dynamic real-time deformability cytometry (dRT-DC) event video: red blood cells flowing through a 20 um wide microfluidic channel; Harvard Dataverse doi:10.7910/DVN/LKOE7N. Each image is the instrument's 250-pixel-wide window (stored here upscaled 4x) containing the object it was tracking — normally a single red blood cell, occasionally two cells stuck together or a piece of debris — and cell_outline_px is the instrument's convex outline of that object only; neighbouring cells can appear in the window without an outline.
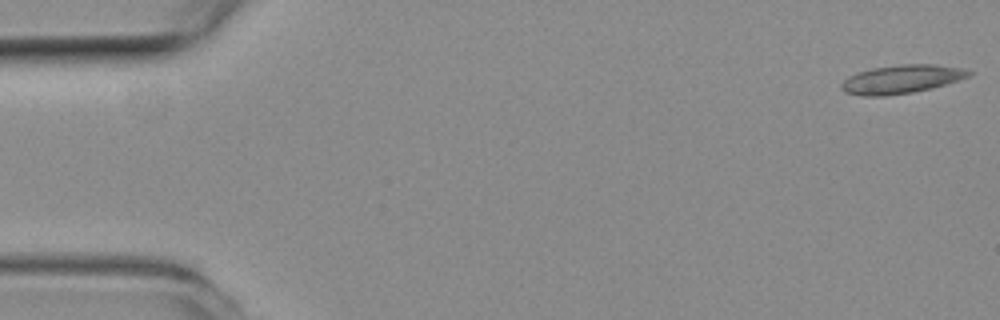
{"species": "common noctule bat (a hibernating species)", "species_latin": "Nyctalus noctula", "temperature_condition": "room temperature", "stored_images_in_passage": 50, "camera_frame_rate_fps": 3000, "um_per_image_px": 0.085, "animal": {"sex": "female", "body_mass_g": 19.3, "forearm_length_mm": 54.1}, "frame": {"image": 1, "passage_image": 1, "time_ms": 0.0, "image_size_px": [1000, 320], "cell_outline_px": [[972, 72], [968, 76], [932, 88], [912, 92], [884, 96], [860, 96], [844, 92], [840, 88], [840, 84], [848, 76], [856, 72], [872, 68], [900, 64], [936, 64], [960, 68]], "centroid_in_image_um": [76.53, 6.73], "position_along_channel_um": 8.5, "area_um2": 21.1}}
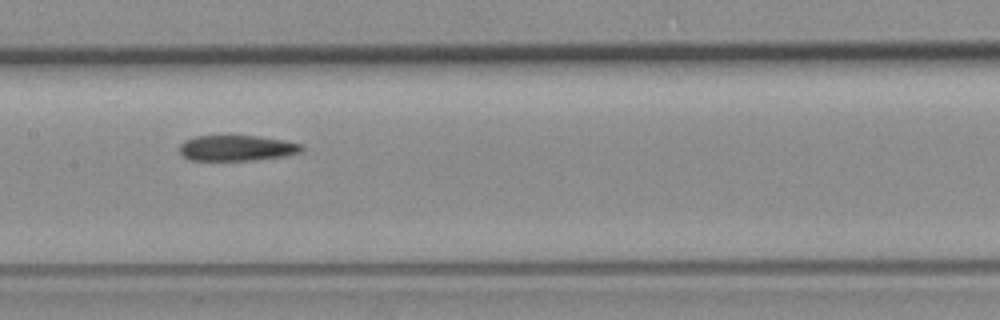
{"frame": {"image": 2, "passage_image": 25, "time_ms": 8.0, "image_size_px": [1000, 320], "cell_outline_px": [[304, 148], [300, 152], [284, 156], [256, 160], [188, 160], [180, 152], [180, 144], [184, 140], [196, 136], [256, 136], [284, 140], [300, 144]], "centroid_in_image_um": [20.11, 12.59], "position_along_channel_um": 187.3, "area_um2": 18.15}}
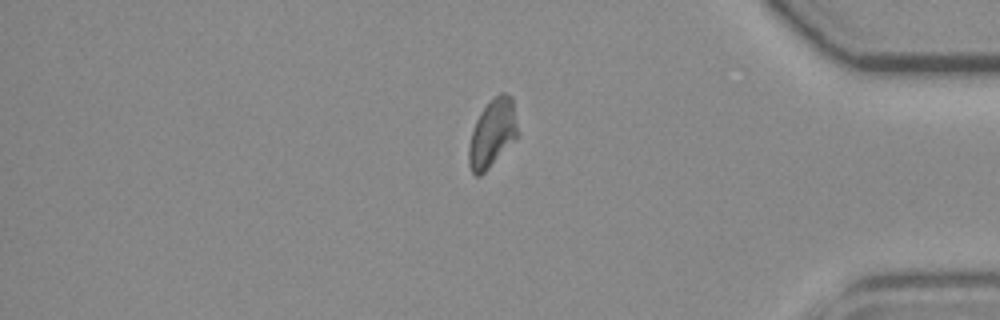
{"frame": {"image": 3, "passage_image": 43, "time_ms": 14.0, "image_size_px": [1000, 320], "cell_outline_px": [[520, 136], [480, 176], [476, 176], [472, 172], [468, 164], [468, 148], [472, 132], [476, 120], [480, 112], [500, 92], [504, 92], [512, 96]], "centroid_in_image_um": [41.88, 11.33], "position_along_channel_um": 393.3, "area_um2": 19.48}}